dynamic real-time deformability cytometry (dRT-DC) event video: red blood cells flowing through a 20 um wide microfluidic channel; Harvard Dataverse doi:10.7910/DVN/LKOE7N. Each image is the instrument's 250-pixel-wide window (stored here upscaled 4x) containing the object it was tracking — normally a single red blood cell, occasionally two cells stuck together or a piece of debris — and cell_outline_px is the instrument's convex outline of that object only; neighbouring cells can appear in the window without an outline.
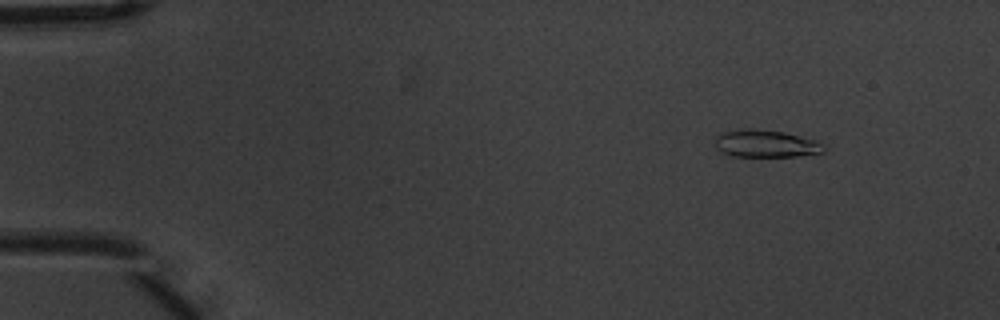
{"species": "common noctule bat (a hibernating species)", "species_latin": "Nyctalus noctula", "temperature_condition": "warm", "stored_images_in_passage": 4, "camera_frame_rate_fps": 3000, "um_per_image_px": 0.085, "animal": {"sex": "male", "body_mass_g": 20.1, "forearm_length_mm": 53.5}, "frame": {"image": 1, "passage_image": 1, "time_ms": 0.0, "image_size_px": [1000, 320], "cell_outline_px": [[824, 152], [796, 156], [732, 156], [720, 152], [716, 148], [716, 136], [720, 132], [744, 128], [748, 128], [784, 132], [816, 140], [824, 144]], "centroid_in_image_um": [65.06, 12.2], "position_along_channel_um": 19.9, "area_um2": 17.4}}